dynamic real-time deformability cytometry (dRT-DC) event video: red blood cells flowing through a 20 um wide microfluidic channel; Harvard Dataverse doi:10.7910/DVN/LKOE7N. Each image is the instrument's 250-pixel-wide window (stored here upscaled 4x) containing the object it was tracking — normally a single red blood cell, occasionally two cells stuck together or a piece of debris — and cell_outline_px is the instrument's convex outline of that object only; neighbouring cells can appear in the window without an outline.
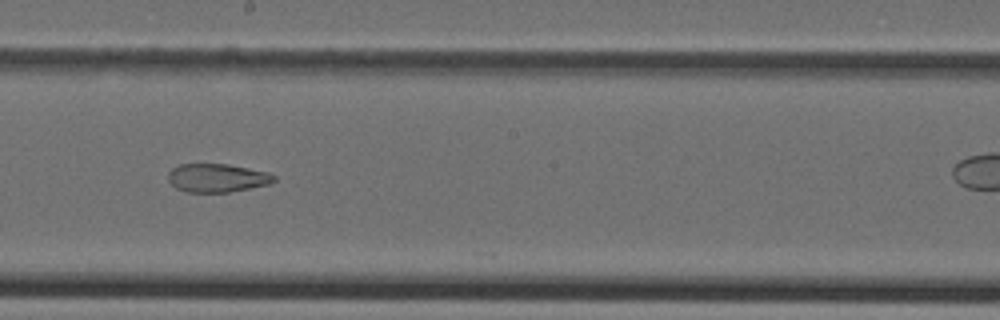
{"species": "Egyptian fruit bat (a non-hibernating species)", "species_latin": "Rousettus aegyptiacus", "temperature_condition": "cold", "stored_images_in_passage": 29, "camera_frame_rate_fps": 3000, "um_per_image_px": 0.085, "animal": {"sex": "female"}, "frame": {"image": 1, "passage_image": 17, "time_ms": 5.333, "image_size_px": [1000, 320], "cell_outline_px": [[276, 180], [272, 184], [228, 192], [188, 192], [176, 188], [168, 180], [168, 172], [172, 168], [180, 164], [228, 164], [268, 172], [276, 176]], "centroid_in_image_um": [18.48, 15.12], "position_along_channel_um": 229.7, "area_um2": 17.63}}
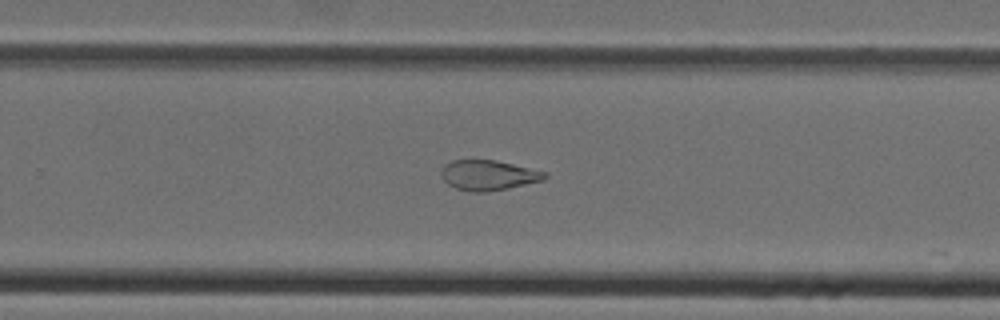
{"frame": {"image": 2, "passage_image": 21, "time_ms": 6.667, "image_size_px": [1000, 320], "cell_outline_px": [[548, 176], [544, 180], [508, 188], [484, 192], [472, 192], [456, 188], [448, 184], [444, 180], [440, 172], [452, 160], [496, 160], [548, 172]], "centroid_in_image_um": [41.55, 14.89], "position_along_channel_um": 288.2, "area_um2": 18.03}}